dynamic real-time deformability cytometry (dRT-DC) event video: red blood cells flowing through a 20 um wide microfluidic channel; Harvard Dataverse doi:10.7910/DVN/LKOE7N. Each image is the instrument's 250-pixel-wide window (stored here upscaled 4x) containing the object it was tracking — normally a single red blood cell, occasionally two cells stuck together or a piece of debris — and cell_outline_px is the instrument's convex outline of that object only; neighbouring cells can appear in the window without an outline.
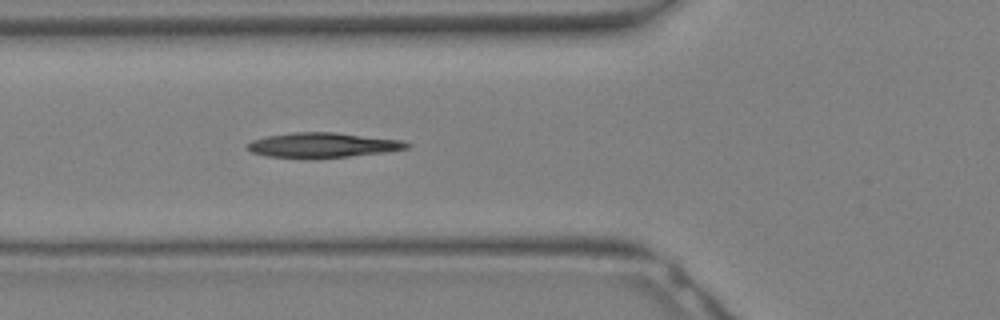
{"species": "Egyptian fruit bat (a non-hibernating species)", "species_latin": "Rousettus aegyptiacus", "temperature_condition": "warm", "stored_images_in_passage": 11, "camera_frame_rate_fps": 3000, "um_per_image_px": 0.085, "animal": {"sex": "female"}, "frame": {"image": 1, "passage_image": 11, "time_ms": 3.333, "image_size_px": [1000, 320], "cell_outline_px": [[412, 144], [408, 148], [388, 152], [316, 160], [304, 160], [268, 156], [252, 152], [244, 148], [252, 140], [264, 136], [292, 132], [332, 132], [404, 140]], "centroid_in_image_um": [27.42, 12.36], "position_along_channel_um": 98.4, "area_um2": 23.99}}